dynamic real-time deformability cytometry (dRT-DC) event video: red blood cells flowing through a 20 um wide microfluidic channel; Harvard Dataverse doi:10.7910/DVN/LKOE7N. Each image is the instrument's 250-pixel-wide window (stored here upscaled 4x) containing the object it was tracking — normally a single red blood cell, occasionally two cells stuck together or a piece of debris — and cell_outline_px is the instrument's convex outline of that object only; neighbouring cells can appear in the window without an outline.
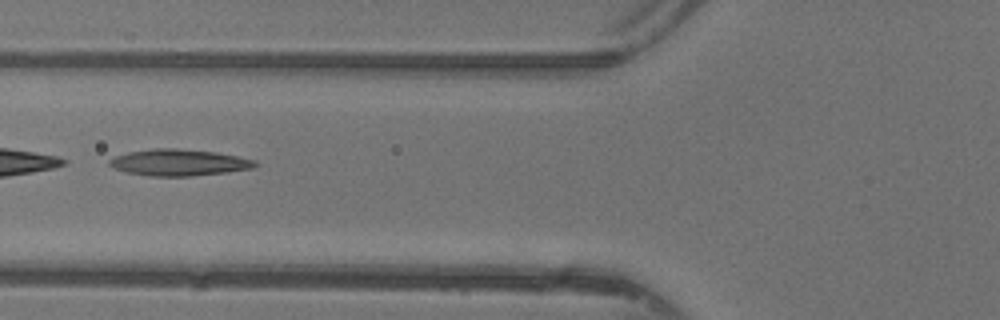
{"species": "common noctule bat (a hibernating species)", "species_latin": "Nyctalus noctula", "temperature_condition": "warm", "stored_images_in_passage": 37, "camera_frame_rate_fps": 3000, "um_per_image_px": 0.085, "animal": {"sex": "female"}, "frame": {"image": 1, "passage_image": 10, "time_ms": 3.0, "image_size_px": [1000, 320], "cell_outline_px": [[256, 164], [252, 168], [228, 172], [192, 176], [148, 176], [128, 172], [112, 168], [108, 164], [108, 160], [116, 156], [128, 152], [152, 148], [176, 148], [216, 152], [256, 160]], "centroid_in_image_um": [15.17, 13.81], "position_along_channel_um": 110.6, "area_um2": 22.48}}
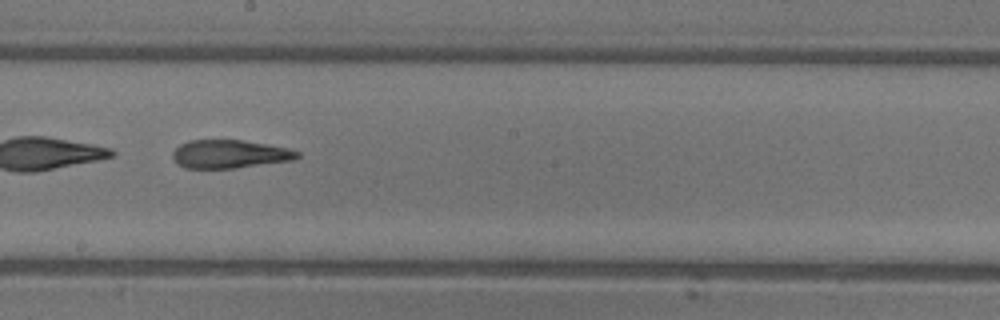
{"frame": {"image": 2, "passage_image": 18, "time_ms": 5.667, "image_size_px": [1000, 320], "cell_outline_px": [[300, 156], [292, 160], [236, 168], [184, 168], [176, 164], [172, 156], [172, 152], [180, 144], [188, 140], [240, 140], [288, 148], [300, 152]], "centroid_in_image_um": [19.48, 13.1], "position_along_channel_um": 228.7, "area_um2": 20.52}}
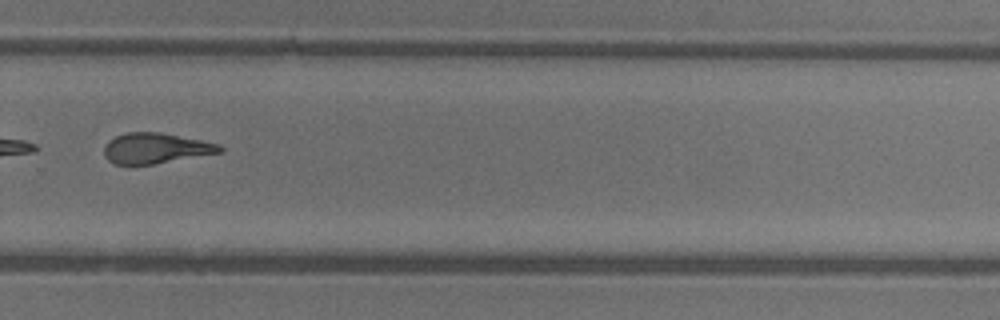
{"frame": {"image": 3, "passage_image": 24, "time_ms": 7.667, "image_size_px": [1000, 320], "cell_outline_px": [[224, 152], [152, 164], [116, 164], [108, 160], [104, 156], [104, 148], [108, 140], [116, 136], [128, 132], [160, 132], [220, 144], [224, 148]], "centroid_in_image_um": [13.25, 12.6], "position_along_channel_um": 316.6, "area_um2": 20.46}, "authors_computed_cell_mechanics": {"area_um2": 21.7328, "velocity_mm_per_s": 4.405, "shape_relaxation_time_tau1_ms": 1.5069, "shape_relaxation_time_tau2_ms": 3.4376, "deformation_change_tau1": 0.2736, "deformation_change_tau2": 0.1576}}